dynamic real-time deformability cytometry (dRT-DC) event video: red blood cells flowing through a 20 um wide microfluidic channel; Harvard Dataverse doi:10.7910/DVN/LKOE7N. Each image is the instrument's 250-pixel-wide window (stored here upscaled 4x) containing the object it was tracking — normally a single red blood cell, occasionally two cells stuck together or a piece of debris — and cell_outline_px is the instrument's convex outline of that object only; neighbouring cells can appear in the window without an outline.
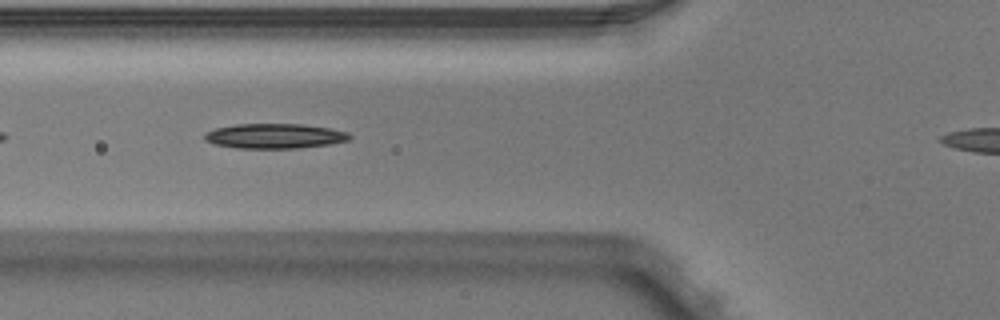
{"species": "Egyptian fruit bat (a non-hibernating species)", "species_latin": "Rousettus aegyptiacus", "temperature_condition": "warm", "stored_images_in_passage": 4, "camera_frame_rate_fps": 3000, "um_per_image_px": 0.085, "animal": {"sex": "male"}, "frame": {"image": 1, "passage_image": 2, "time_ms": 0.333, "image_size_px": [1000, 320], "cell_outline_px": [[352, 136], [348, 140], [328, 144], [296, 148], [236, 148], [212, 144], [204, 140], [204, 132], [216, 128], [236, 124], [300, 124], [332, 128], [348, 132]], "centroid_in_image_um": [23.31, 11.56], "position_along_channel_um": 102.5, "area_um2": 21.1}}
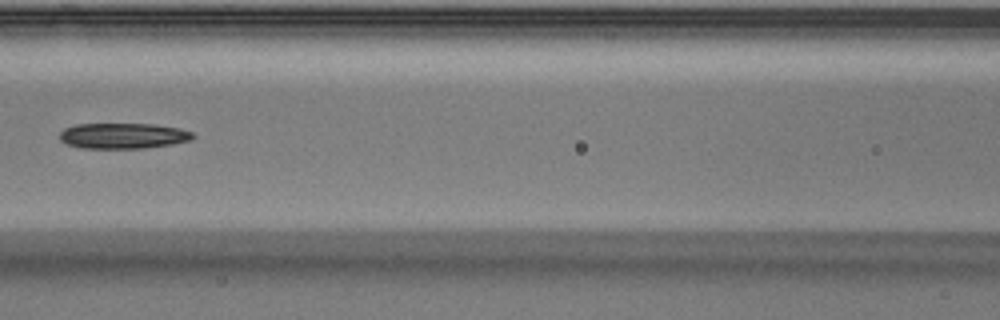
{"frame": {"image": 2, "passage_image": 3, "time_ms": 0.667, "image_size_px": [1000, 320], "cell_outline_px": [[196, 136], [192, 140], [172, 144], [144, 148], [80, 148], [64, 144], [60, 140], [60, 132], [64, 128], [76, 124], [152, 124], [180, 128], [192, 132]], "centroid_in_image_um": [10.45, 11.54], "position_along_channel_um": 156.1, "area_um2": 20.06}}
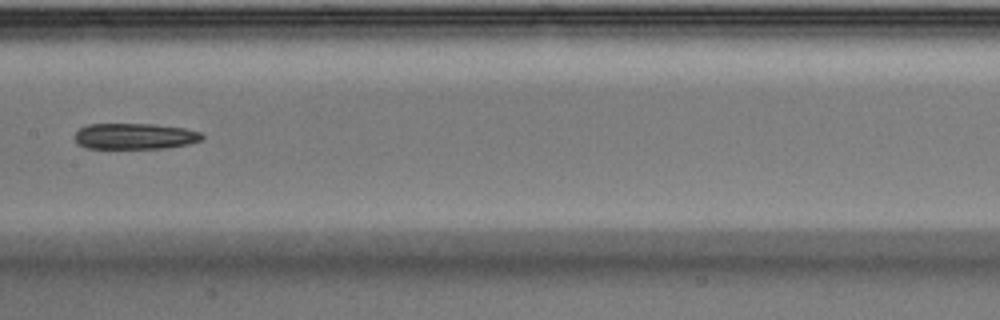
{"frame": {"image": 3, "passage_image": 4, "time_ms": 1.0, "image_size_px": [1000, 320], "cell_outline_px": [[204, 136], [200, 140], [188, 144], [164, 148], [84, 148], [76, 144], [76, 132], [80, 128], [88, 124], [152, 124], [184, 128], [200, 132]], "centroid_in_image_um": [11.43, 11.58], "position_along_channel_um": 196.0, "area_um2": 19.19}}